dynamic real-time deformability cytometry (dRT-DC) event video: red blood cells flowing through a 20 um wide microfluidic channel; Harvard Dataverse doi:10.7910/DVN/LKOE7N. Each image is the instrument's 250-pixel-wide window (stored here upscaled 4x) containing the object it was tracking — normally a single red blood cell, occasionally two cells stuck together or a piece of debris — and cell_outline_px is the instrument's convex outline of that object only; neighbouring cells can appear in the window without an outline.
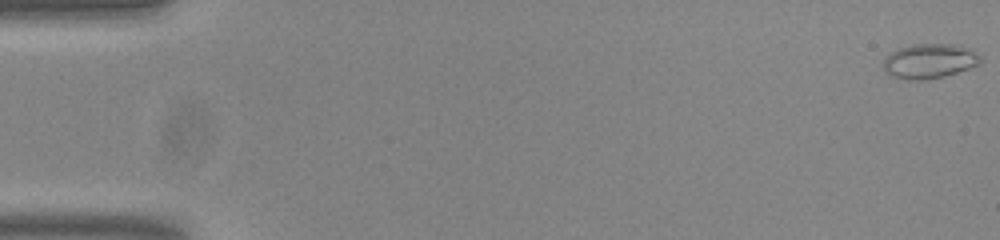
{"species": "common noctule bat (a hibernating species)", "species_latin": "Nyctalus noctula", "temperature_condition": "room temperature", "stored_images_in_passage": 54, "camera_frame_rate_fps": 3000, "um_per_image_px": 0.085, "animal": {"sex": "male", "body_mass_g": 20.0, "forearm_length_mm": 53.3}, "frame": {"image": 1, "passage_image": 1, "time_ms": 0.0, "image_size_px": [1000, 240], "cell_outline_px": [[980, 64], [944, 76], [920, 80], [908, 80], [892, 76], [884, 72], [884, 60], [892, 52], [900, 48], [912, 44], [960, 44], [972, 48], [980, 56]], "centroid_in_image_um": [79.03, 5.18], "position_along_channel_um": 6.0, "area_um2": 19.59}}
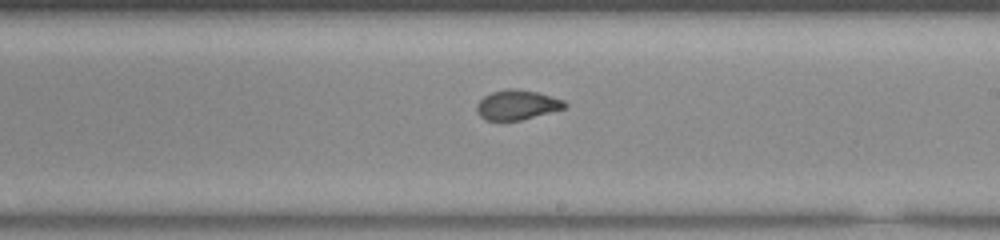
{"frame": {"image": 2, "passage_image": 32, "time_ms": 10.333, "image_size_px": [1000, 240], "cell_outline_px": [[568, 104], [564, 108], [520, 120], [484, 120], [476, 112], [476, 104], [484, 96], [492, 92], [508, 88], [516, 88], [536, 92], [564, 100]], "centroid_in_image_um": [43.91, 8.91], "position_along_channel_um": 245.1, "area_um2": 15.14}}
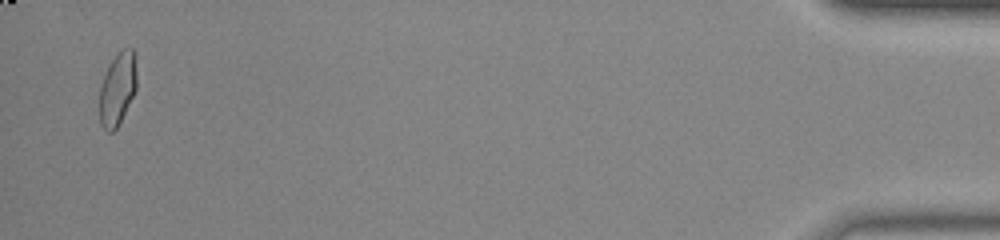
{"frame": {"image": 3, "passage_image": 53, "time_ms": 17.333, "image_size_px": [1000, 240], "cell_outline_px": [[136, 88], [116, 128], [112, 132], [108, 132], [100, 124], [100, 84], [112, 60], [124, 48], [132, 48], [136, 56]], "centroid_in_image_um": [9.99, 7.53], "position_along_channel_um": 425.2, "area_um2": 15.37}}